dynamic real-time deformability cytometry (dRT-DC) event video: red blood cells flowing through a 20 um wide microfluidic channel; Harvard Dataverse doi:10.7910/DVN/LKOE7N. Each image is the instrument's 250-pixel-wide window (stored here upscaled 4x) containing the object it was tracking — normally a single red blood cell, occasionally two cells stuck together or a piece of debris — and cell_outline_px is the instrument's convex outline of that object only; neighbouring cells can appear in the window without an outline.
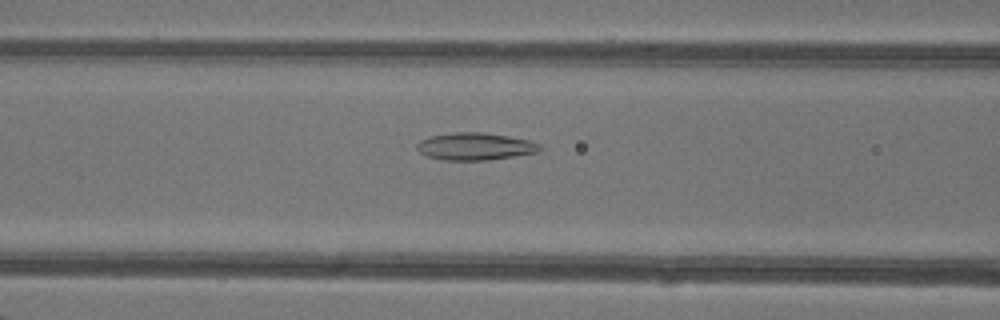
{"species": "common noctule bat (a hibernating species)", "species_latin": "Nyctalus noctula", "temperature_condition": "warm", "stored_images_in_passage": 42, "camera_frame_rate_fps": 3000, "um_per_image_px": 0.085, "animal": {"sex": "female"}, "frame": {"image": 1, "passage_image": 14, "time_ms": 4.333, "image_size_px": [1000, 320], "cell_outline_px": [[544, 148], [540, 152], [488, 160], [444, 160], [428, 156], [420, 152], [416, 148], [416, 144], [420, 140], [428, 136], [456, 132], [484, 132], [508, 136], [528, 140], [540, 144]], "centroid_in_image_um": [40.4, 12.44], "position_along_channel_um": 126.2, "area_um2": 19.71}}
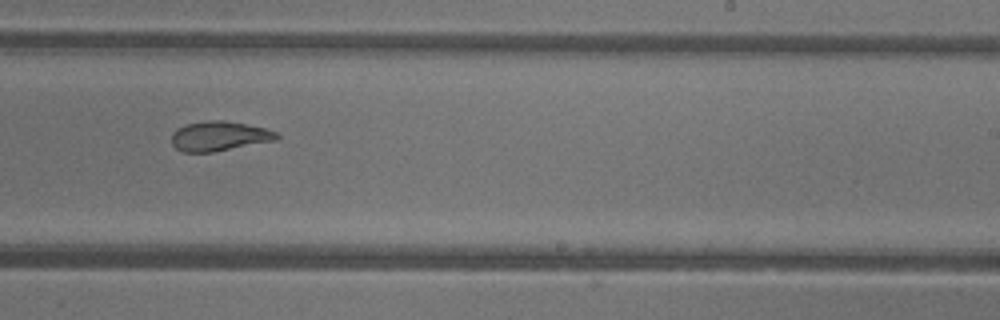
{"frame": {"image": 2, "passage_image": 24, "time_ms": 7.667, "image_size_px": [1000, 320], "cell_outline_px": [[280, 136], [276, 140], [212, 152], [184, 152], [176, 148], [172, 144], [172, 132], [176, 128], [188, 124], [204, 120], [224, 120], [268, 128], [276, 132]], "centroid_in_image_um": [18.64, 11.56], "position_along_channel_um": 270.4, "area_um2": 18.21}}
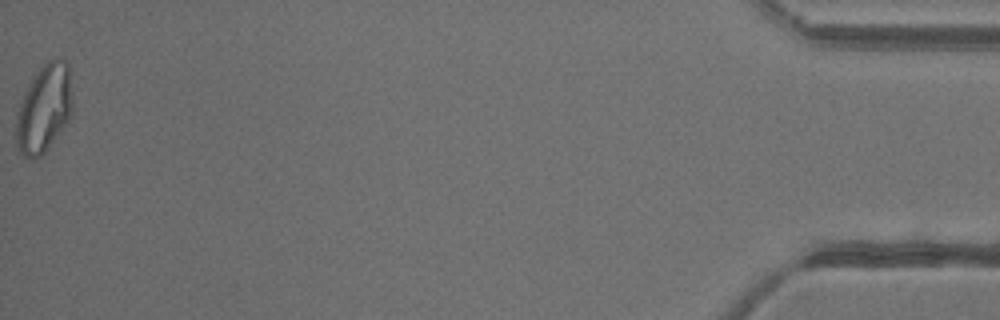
{"frame": {"image": 3, "passage_image": 42, "time_ms": 13.667, "image_size_px": [1000, 320], "cell_outline_px": [[72, 116], [44, 152], [40, 156], [32, 160], [24, 156], [16, 148], [16, 112], [32, 80], [40, 68], [48, 60], [64, 60], [68, 64], [72, 96]], "centroid_in_image_um": [3.75, 9.27], "position_along_channel_um": 431.5, "area_um2": 28.5}, "authors_computed_cell_mechanics": {"area_um2": 21.3571, "velocity_mm_per_s": 4.3296, "shape_relaxation_time_tau1_ms": null, "shape_relaxation_time_tau2_ms": 1.8188, "deformation_change_tau1": null, "deformation_change_tau2": 0.079}}